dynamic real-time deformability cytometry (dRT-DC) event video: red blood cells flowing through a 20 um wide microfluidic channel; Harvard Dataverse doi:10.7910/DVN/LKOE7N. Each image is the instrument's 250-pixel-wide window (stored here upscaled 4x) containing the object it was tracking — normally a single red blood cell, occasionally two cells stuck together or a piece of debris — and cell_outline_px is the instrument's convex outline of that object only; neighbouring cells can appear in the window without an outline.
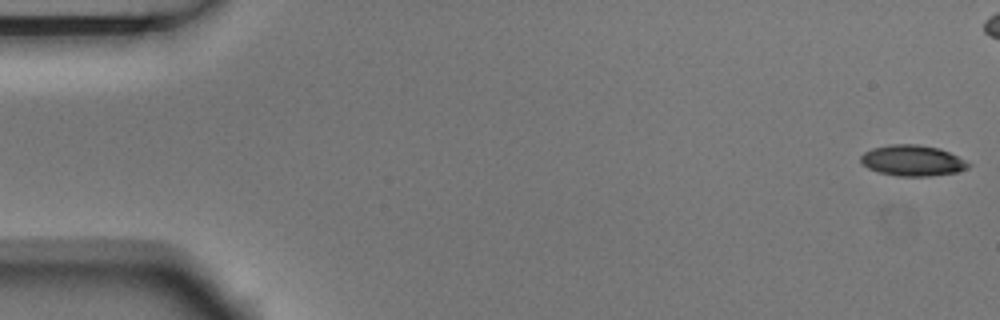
{"species": "Egyptian fruit bat (a non-hibernating species)", "species_latin": "Rousettus aegyptiacus", "temperature_condition": "room temperature", "stored_images_in_passage": 6, "camera_frame_rate_fps": 3000, "um_per_image_px": 0.085, "animal": {"sex": "male"}, "frame": {"image": 1, "passage_image": 1, "time_ms": 0.0, "image_size_px": [1000, 320], "cell_outline_px": [[972, 164], [968, 168], [956, 172], [928, 176], [896, 176], [880, 172], [868, 168], [860, 160], [860, 156], [864, 152], [872, 148], [892, 144], [920, 144], [940, 148]], "centroid_in_image_um": [77.55, 13.64], "position_along_channel_um": 7.4, "area_um2": 19.25}}
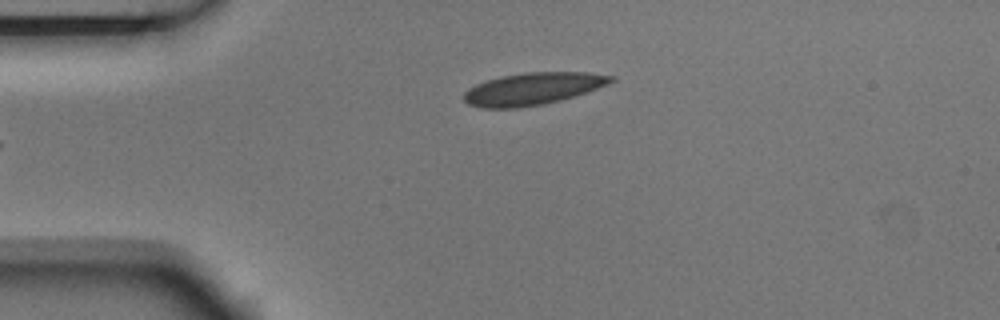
{"frame": {"image": 2, "passage_image": 6, "time_ms": 1.667, "image_size_px": [1000, 320], "cell_outline_px": [[616, 80], [608, 84], [560, 100], [544, 104], [516, 108], [480, 108], [468, 104], [464, 100], [464, 92], [468, 88], [476, 84], [500, 76], [524, 72], [588, 72], [616, 76]], "centroid_in_image_um": [45.27, 7.54], "position_along_channel_um": 39.7, "area_um2": 27.57}}